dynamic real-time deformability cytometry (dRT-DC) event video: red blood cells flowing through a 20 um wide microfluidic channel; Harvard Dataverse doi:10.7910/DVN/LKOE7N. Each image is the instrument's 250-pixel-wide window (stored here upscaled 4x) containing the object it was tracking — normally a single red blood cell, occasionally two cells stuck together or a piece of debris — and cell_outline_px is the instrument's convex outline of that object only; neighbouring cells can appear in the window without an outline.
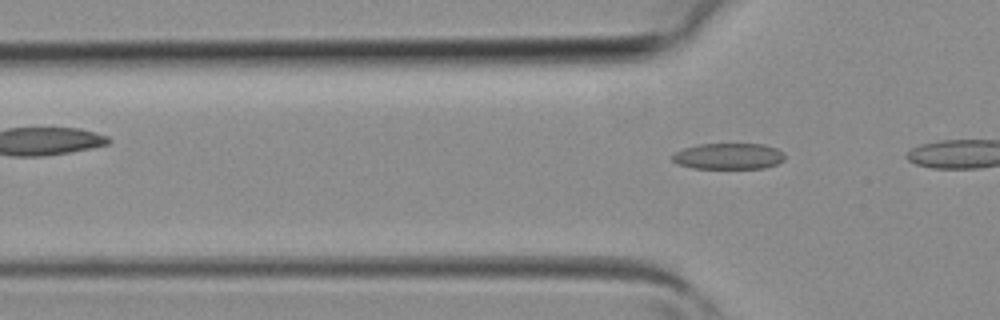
{"species": "common noctule bat (a hibernating species)", "species_latin": "Nyctalus noctula", "temperature_condition": "room temperature", "stored_images_in_passage": 4, "camera_frame_rate_fps": 3000, "um_per_image_px": 0.085, "animal": {"sex": "female", "body_mass_g": 19.3, "forearm_length_mm": 54.1}, "frame": {"image": 1, "passage_image": 4, "time_ms": 1.0, "image_size_px": [1000, 320], "cell_outline_px": [[784, 160], [776, 164], [764, 168], [692, 168], [676, 164], [672, 160], [672, 156], [676, 152], [684, 148], [700, 144], [764, 144], [776, 148], [784, 152]], "centroid_in_image_um": [61.93, 13.28], "position_along_channel_um": 63.9, "area_um2": 17.11}}